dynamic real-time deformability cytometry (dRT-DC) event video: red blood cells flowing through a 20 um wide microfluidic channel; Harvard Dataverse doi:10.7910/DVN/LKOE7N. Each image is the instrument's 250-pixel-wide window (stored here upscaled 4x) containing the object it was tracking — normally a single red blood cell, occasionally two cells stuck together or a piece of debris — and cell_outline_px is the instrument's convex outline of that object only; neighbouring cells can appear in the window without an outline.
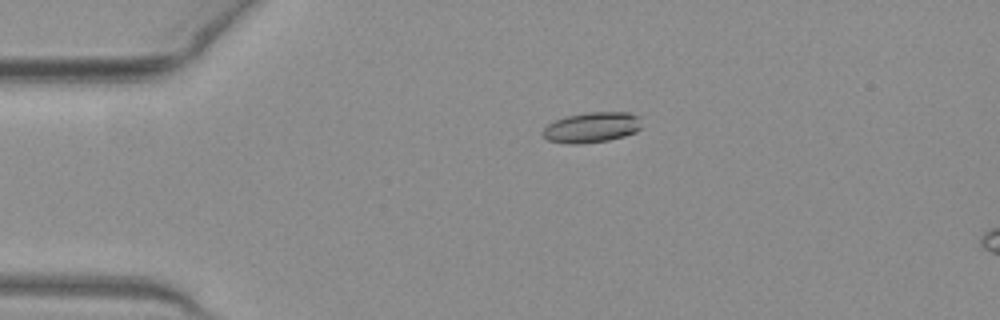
{"species": "common noctule bat (a hibernating species)", "species_latin": "Nyctalus noctula", "temperature_condition": "warm", "stored_images_in_passage": 6, "camera_frame_rate_fps": 3000, "um_per_image_px": 0.085, "animal": {"sex": "female", "body_mass_g": 19.3, "forearm_length_mm": 54.1}, "frame": {"image": 1, "passage_image": 1, "time_ms": 0.0, "image_size_px": [1000, 320], "cell_outline_px": [[640, 128], [636, 132], [624, 136], [608, 140], [576, 144], [568, 144], [548, 140], [544, 136], [544, 128], [548, 124], [556, 120], [568, 116], [588, 112], [628, 112], [640, 116]], "centroid_in_image_um": [50.33, 10.82], "position_along_channel_um": 34.7, "area_um2": 17.34}}